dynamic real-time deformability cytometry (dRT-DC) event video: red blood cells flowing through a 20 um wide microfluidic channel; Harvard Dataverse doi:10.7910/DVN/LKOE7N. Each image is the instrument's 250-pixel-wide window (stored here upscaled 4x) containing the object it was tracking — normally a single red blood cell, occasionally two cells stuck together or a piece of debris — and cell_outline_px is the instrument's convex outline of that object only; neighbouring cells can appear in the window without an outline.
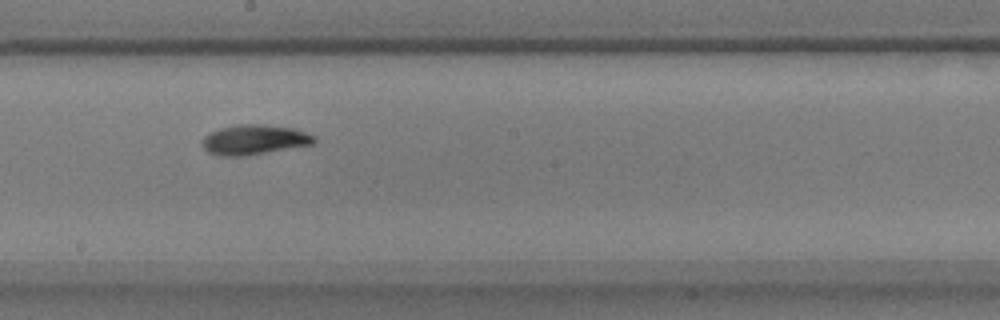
{"species": "common noctule bat (a hibernating species)", "species_latin": "Nyctalus noctula", "temperature_condition": "warm", "stored_images_in_passage": 42, "camera_frame_rate_fps": 3000, "um_per_image_px": 0.085, "animal": {"sex": "male", "body_mass_g": 17.9}, "frame": {"image": 1, "passage_image": 19, "time_ms": 6.0, "image_size_px": [1000, 320], "cell_outline_px": [[316, 140], [312, 144], [244, 156], [216, 156], [208, 152], [200, 144], [200, 140], [204, 136], [220, 128], [240, 124], [264, 124], [296, 128], [316, 136]], "centroid_in_image_um": [21.59, 11.87], "position_along_channel_um": 226.6, "area_um2": 19.65}}
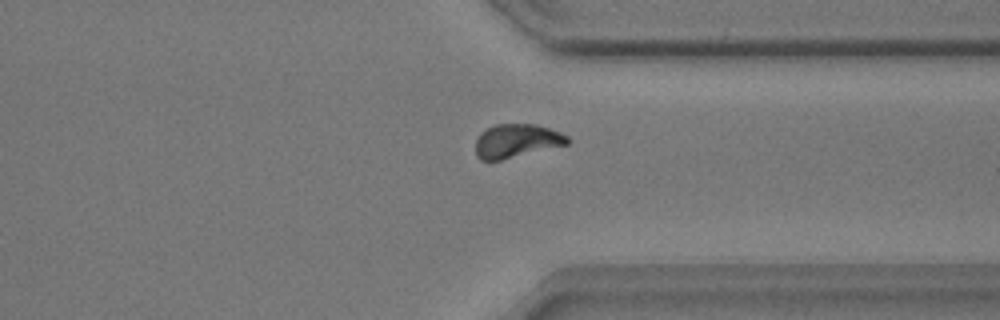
{"frame": {"image": 2, "passage_image": 30, "time_ms": 9.667, "image_size_px": [1000, 320], "cell_outline_px": [[572, 140], [568, 144], [500, 160], [480, 160], [476, 156], [476, 140], [480, 132], [496, 124], [536, 124], [560, 132], [568, 136]], "centroid_in_image_um": [43.91, 11.97], "position_along_channel_um": 367.5, "area_um2": 17.98}}
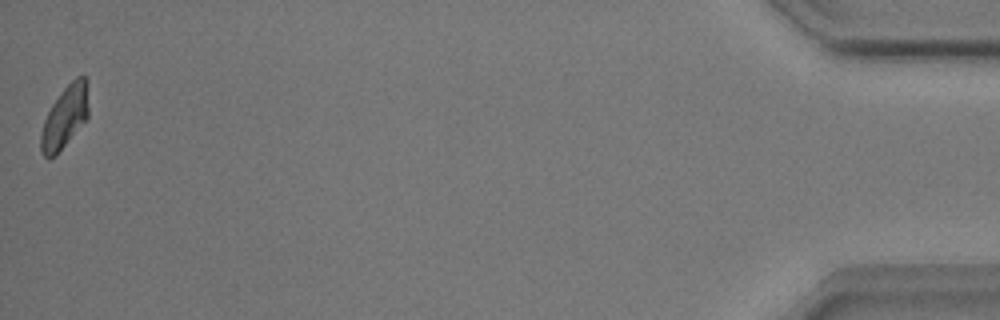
{"frame": {"image": 3, "passage_image": 42, "time_ms": 13.667, "image_size_px": [1000, 320], "cell_outline_px": [[88, 116], [56, 156], [48, 160], [44, 156], [40, 148], [40, 136], [44, 120], [52, 104], [64, 88], [76, 76], [84, 76], [88, 80]], "centroid_in_image_um": [5.51, 9.95], "position_along_channel_um": 429.7, "area_um2": 17.28}, "authors_computed_cell_mechanics": {"area_um2": 18.0336, "velocity_mm_per_s": 3.8599, "shape_relaxation_time_tau1_ms": 2.2606, "shape_relaxation_time_tau2_ms": 9.6651, "deformation_change_tau1": 0.1313, "deformation_change_tau2": 0.1154}}